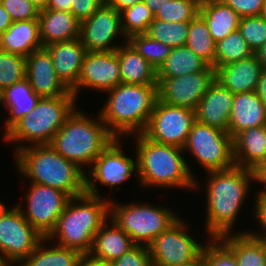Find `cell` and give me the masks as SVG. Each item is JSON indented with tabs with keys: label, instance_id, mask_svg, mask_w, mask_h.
<instances>
[{
	"label": "cell",
	"instance_id": "obj_1",
	"mask_svg": "<svg viewBox=\"0 0 266 266\" xmlns=\"http://www.w3.org/2000/svg\"><path fill=\"white\" fill-rule=\"evenodd\" d=\"M208 175L206 231L210 238L221 237L234 231L235 220L248 196L254 174L253 170L234 166L228 170L210 171Z\"/></svg>",
	"mask_w": 266,
	"mask_h": 266
},
{
	"label": "cell",
	"instance_id": "obj_2",
	"mask_svg": "<svg viewBox=\"0 0 266 266\" xmlns=\"http://www.w3.org/2000/svg\"><path fill=\"white\" fill-rule=\"evenodd\" d=\"M137 175L141 186L149 188H197L196 176L185 160L183 148L148 139L135 134ZM195 177V178H194Z\"/></svg>",
	"mask_w": 266,
	"mask_h": 266
},
{
	"label": "cell",
	"instance_id": "obj_3",
	"mask_svg": "<svg viewBox=\"0 0 266 266\" xmlns=\"http://www.w3.org/2000/svg\"><path fill=\"white\" fill-rule=\"evenodd\" d=\"M16 168L23 177L57 188L70 197L86 193V172L50 145H30L16 151Z\"/></svg>",
	"mask_w": 266,
	"mask_h": 266
},
{
	"label": "cell",
	"instance_id": "obj_4",
	"mask_svg": "<svg viewBox=\"0 0 266 266\" xmlns=\"http://www.w3.org/2000/svg\"><path fill=\"white\" fill-rule=\"evenodd\" d=\"M84 193L71 197L55 228L46 237L59 246L89 254L95 234L110 219V201Z\"/></svg>",
	"mask_w": 266,
	"mask_h": 266
},
{
	"label": "cell",
	"instance_id": "obj_5",
	"mask_svg": "<svg viewBox=\"0 0 266 266\" xmlns=\"http://www.w3.org/2000/svg\"><path fill=\"white\" fill-rule=\"evenodd\" d=\"M107 93L99 115L108 131L119 139L143 133L158 99V85L120 83Z\"/></svg>",
	"mask_w": 266,
	"mask_h": 266
},
{
	"label": "cell",
	"instance_id": "obj_6",
	"mask_svg": "<svg viewBox=\"0 0 266 266\" xmlns=\"http://www.w3.org/2000/svg\"><path fill=\"white\" fill-rule=\"evenodd\" d=\"M82 113L75 108L49 145L85 171L84 166L90 167L115 137L108 131L99 114L93 119Z\"/></svg>",
	"mask_w": 266,
	"mask_h": 266
},
{
	"label": "cell",
	"instance_id": "obj_7",
	"mask_svg": "<svg viewBox=\"0 0 266 266\" xmlns=\"http://www.w3.org/2000/svg\"><path fill=\"white\" fill-rule=\"evenodd\" d=\"M74 94L53 98H40L35 108L16 122L4 135L5 142L17 144L15 152L31 145H49L76 108ZM23 141L26 144L23 145ZM31 143V144H30ZM22 144V145H21Z\"/></svg>",
	"mask_w": 266,
	"mask_h": 266
},
{
	"label": "cell",
	"instance_id": "obj_8",
	"mask_svg": "<svg viewBox=\"0 0 266 266\" xmlns=\"http://www.w3.org/2000/svg\"><path fill=\"white\" fill-rule=\"evenodd\" d=\"M180 217L165 207L146 204H114L110 201V219L126 232L135 245L148 246Z\"/></svg>",
	"mask_w": 266,
	"mask_h": 266
},
{
	"label": "cell",
	"instance_id": "obj_9",
	"mask_svg": "<svg viewBox=\"0 0 266 266\" xmlns=\"http://www.w3.org/2000/svg\"><path fill=\"white\" fill-rule=\"evenodd\" d=\"M187 150L207 172L228 170L235 166L230 134L197 120L183 147L184 152Z\"/></svg>",
	"mask_w": 266,
	"mask_h": 266
},
{
	"label": "cell",
	"instance_id": "obj_10",
	"mask_svg": "<svg viewBox=\"0 0 266 266\" xmlns=\"http://www.w3.org/2000/svg\"><path fill=\"white\" fill-rule=\"evenodd\" d=\"M44 238L24 217L20 208L0 210V263L18 264Z\"/></svg>",
	"mask_w": 266,
	"mask_h": 266
},
{
	"label": "cell",
	"instance_id": "obj_11",
	"mask_svg": "<svg viewBox=\"0 0 266 266\" xmlns=\"http://www.w3.org/2000/svg\"><path fill=\"white\" fill-rule=\"evenodd\" d=\"M179 218L148 245L152 264L156 266H190L202 258L203 247Z\"/></svg>",
	"mask_w": 266,
	"mask_h": 266
},
{
	"label": "cell",
	"instance_id": "obj_12",
	"mask_svg": "<svg viewBox=\"0 0 266 266\" xmlns=\"http://www.w3.org/2000/svg\"><path fill=\"white\" fill-rule=\"evenodd\" d=\"M195 120L194 110L157 99L143 134L152 141L183 148Z\"/></svg>",
	"mask_w": 266,
	"mask_h": 266
},
{
	"label": "cell",
	"instance_id": "obj_13",
	"mask_svg": "<svg viewBox=\"0 0 266 266\" xmlns=\"http://www.w3.org/2000/svg\"><path fill=\"white\" fill-rule=\"evenodd\" d=\"M25 194L23 199H26L27 209L24 210L19 204L17 206L26 220L42 236L47 237L71 197L60 189L38 183H31Z\"/></svg>",
	"mask_w": 266,
	"mask_h": 266
},
{
	"label": "cell",
	"instance_id": "obj_14",
	"mask_svg": "<svg viewBox=\"0 0 266 266\" xmlns=\"http://www.w3.org/2000/svg\"><path fill=\"white\" fill-rule=\"evenodd\" d=\"M119 138H115L110 145L94 160L90 173H86V193L100 196L97 183L110 186L111 189L130 180L137 172V159L125 156ZM135 170V172H134Z\"/></svg>",
	"mask_w": 266,
	"mask_h": 266
},
{
	"label": "cell",
	"instance_id": "obj_15",
	"mask_svg": "<svg viewBox=\"0 0 266 266\" xmlns=\"http://www.w3.org/2000/svg\"><path fill=\"white\" fill-rule=\"evenodd\" d=\"M215 79L216 70L210 66L206 71L157 80L158 99L172 106L195 111Z\"/></svg>",
	"mask_w": 266,
	"mask_h": 266
},
{
	"label": "cell",
	"instance_id": "obj_16",
	"mask_svg": "<svg viewBox=\"0 0 266 266\" xmlns=\"http://www.w3.org/2000/svg\"><path fill=\"white\" fill-rule=\"evenodd\" d=\"M119 33L127 42L120 12L105 1L89 18L80 22L79 40L87 51H115L119 46L111 43Z\"/></svg>",
	"mask_w": 266,
	"mask_h": 266
},
{
	"label": "cell",
	"instance_id": "obj_17",
	"mask_svg": "<svg viewBox=\"0 0 266 266\" xmlns=\"http://www.w3.org/2000/svg\"><path fill=\"white\" fill-rule=\"evenodd\" d=\"M121 83L120 65L115 51H87L76 88L72 91L77 99L79 90L107 92Z\"/></svg>",
	"mask_w": 266,
	"mask_h": 266
},
{
	"label": "cell",
	"instance_id": "obj_18",
	"mask_svg": "<svg viewBox=\"0 0 266 266\" xmlns=\"http://www.w3.org/2000/svg\"><path fill=\"white\" fill-rule=\"evenodd\" d=\"M26 78L41 98L73 94L55 72L50 53L45 47L34 50L26 57Z\"/></svg>",
	"mask_w": 266,
	"mask_h": 266
},
{
	"label": "cell",
	"instance_id": "obj_19",
	"mask_svg": "<svg viewBox=\"0 0 266 266\" xmlns=\"http://www.w3.org/2000/svg\"><path fill=\"white\" fill-rule=\"evenodd\" d=\"M51 55L55 72L62 83L72 92L81 74L87 53L79 38L45 46Z\"/></svg>",
	"mask_w": 266,
	"mask_h": 266
},
{
	"label": "cell",
	"instance_id": "obj_20",
	"mask_svg": "<svg viewBox=\"0 0 266 266\" xmlns=\"http://www.w3.org/2000/svg\"><path fill=\"white\" fill-rule=\"evenodd\" d=\"M234 96L215 79L195 110L196 120L228 132Z\"/></svg>",
	"mask_w": 266,
	"mask_h": 266
},
{
	"label": "cell",
	"instance_id": "obj_21",
	"mask_svg": "<svg viewBox=\"0 0 266 266\" xmlns=\"http://www.w3.org/2000/svg\"><path fill=\"white\" fill-rule=\"evenodd\" d=\"M260 62L255 55L219 67L216 80L232 94L256 91L260 73Z\"/></svg>",
	"mask_w": 266,
	"mask_h": 266
},
{
	"label": "cell",
	"instance_id": "obj_22",
	"mask_svg": "<svg viewBox=\"0 0 266 266\" xmlns=\"http://www.w3.org/2000/svg\"><path fill=\"white\" fill-rule=\"evenodd\" d=\"M38 21L43 47L79 38L80 21L71 12L42 9Z\"/></svg>",
	"mask_w": 266,
	"mask_h": 266
},
{
	"label": "cell",
	"instance_id": "obj_23",
	"mask_svg": "<svg viewBox=\"0 0 266 266\" xmlns=\"http://www.w3.org/2000/svg\"><path fill=\"white\" fill-rule=\"evenodd\" d=\"M266 125V107L255 91L235 94L228 133L233 138L239 132Z\"/></svg>",
	"mask_w": 266,
	"mask_h": 266
},
{
	"label": "cell",
	"instance_id": "obj_24",
	"mask_svg": "<svg viewBox=\"0 0 266 266\" xmlns=\"http://www.w3.org/2000/svg\"><path fill=\"white\" fill-rule=\"evenodd\" d=\"M232 143L235 166L255 169L266 160V125L239 132Z\"/></svg>",
	"mask_w": 266,
	"mask_h": 266
},
{
	"label": "cell",
	"instance_id": "obj_25",
	"mask_svg": "<svg viewBox=\"0 0 266 266\" xmlns=\"http://www.w3.org/2000/svg\"><path fill=\"white\" fill-rule=\"evenodd\" d=\"M42 47L38 19L13 21L6 31L0 34V50L25 58Z\"/></svg>",
	"mask_w": 266,
	"mask_h": 266
},
{
	"label": "cell",
	"instance_id": "obj_26",
	"mask_svg": "<svg viewBox=\"0 0 266 266\" xmlns=\"http://www.w3.org/2000/svg\"><path fill=\"white\" fill-rule=\"evenodd\" d=\"M108 221L95 234L89 255L95 259L111 263L135 244L130 236L112 220H110L111 224Z\"/></svg>",
	"mask_w": 266,
	"mask_h": 266
},
{
	"label": "cell",
	"instance_id": "obj_27",
	"mask_svg": "<svg viewBox=\"0 0 266 266\" xmlns=\"http://www.w3.org/2000/svg\"><path fill=\"white\" fill-rule=\"evenodd\" d=\"M125 45H120L116 49L120 65L121 83L157 85V70L128 42Z\"/></svg>",
	"mask_w": 266,
	"mask_h": 266
},
{
	"label": "cell",
	"instance_id": "obj_28",
	"mask_svg": "<svg viewBox=\"0 0 266 266\" xmlns=\"http://www.w3.org/2000/svg\"><path fill=\"white\" fill-rule=\"evenodd\" d=\"M40 98L41 97L34 92L27 78L16 82L0 92V103L5 105L4 107L7 110L9 109L8 111L10 113V116L7 117L4 122V133L23 116L30 113L35 108Z\"/></svg>",
	"mask_w": 266,
	"mask_h": 266
},
{
	"label": "cell",
	"instance_id": "obj_29",
	"mask_svg": "<svg viewBox=\"0 0 266 266\" xmlns=\"http://www.w3.org/2000/svg\"><path fill=\"white\" fill-rule=\"evenodd\" d=\"M199 14L208 25L213 40L217 43L238 29L240 16L222 0L202 3Z\"/></svg>",
	"mask_w": 266,
	"mask_h": 266
},
{
	"label": "cell",
	"instance_id": "obj_30",
	"mask_svg": "<svg viewBox=\"0 0 266 266\" xmlns=\"http://www.w3.org/2000/svg\"><path fill=\"white\" fill-rule=\"evenodd\" d=\"M219 238L235 253L237 266H266V249L261 238L247 231Z\"/></svg>",
	"mask_w": 266,
	"mask_h": 266
},
{
	"label": "cell",
	"instance_id": "obj_31",
	"mask_svg": "<svg viewBox=\"0 0 266 266\" xmlns=\"http://www.w3.org/2000/svg\"><path fill=\"white\" fill-rule=\"evenodd\" d=\"M210 65L187 46L171 49L164 63L157 70V80L174 78L206 71Z\"/></svg>",
	"mask_w": 266,
	"mask_h": 266
},
{
	"label": "cell",
	"instance_id": "obj_32",
	"mask_svg": "<svg viewBox=\"0 0 266 266\" xmlns=\"http://www.w3.org/2000/svg\"><path fill=\"white\" fill-rule=\"evenodd\" d=\"M50 242L44 237L36 249L24 258L18 266H77L82 254L76 250L55 245L49 247L45 243Z\"/></svg>",
	"mask_w": 266,
	"mask_h": 266
},
{
	"label": "cell",
	"instance_id": "obj_33",
	"mask_svg": "<svg viewBox=\"0 0 266 266\" xmlns=\"http://www.w3.org/2000/svg\"><path fill=\"white\" fill-rule=\"evenodd\" d=\"M186 46L214 68L216 42L209 32L206 21L199 13L189 22Z\"/></svg>",
	"mask_w": 266,
	"mask_h": 266
},
{
	"label": "cell",
	"instance_id": "obj_34",
	"mask_svg": "<svg viewBox=\"0 0 266 266\" xmlns=\"http://www.w3.org/2000/svg\"><path fill=\"white\" fill-rule=\"evenodd\" d=\"M251 55H253V51L237 29L216 43L214 69L217 70L219 67L248 58Z\"/></svg>",
	"mask_w": 266,
	"mask_h": 266
},
{
	"label": "cell",
	"instance_id": "obj_35",
	"mask_svg": "<svg viewBox=\"0 0 266 266\" xmlns=\"http://www.w3.org/2000/svg\"><path fill=\"white\" fill-rule=\"evenodd\" d=\"M189 22H165L154 19L148 28L147 35L171 48L186 46Z\"/></svg>",
	"mask_w": 266,
	"mask_h": 266
},
{
	"label": "cell",
	"instance_id": "obj_36",
	"mask_svg": "<svg viewBox=\"0 0 266 266\" xmlns=\"http://www.w3.org/2000/svg\"><path fill=\"white\" fill-rule=\"evenodd\" d=\"M121 26L125 37L128 39L135 34L147 33L154 14L144 1L135 3L120 11Z\"/></svg>",
	"mask_w": 266,
	"mask_h": 266
},
{
	"label": "cell",
	"instance_id": "obj_37",
	"mask_svg": "<svg viewBox=\"0 0 266 266\" xmlns=\"http://www.w3.org/2000/svg\"><path fill=\"white\" fill-rule=\"evenodd\" d=\"M127 42L156 70L164 63L172 49L170 46L152 39L146 33L132 35Z\"/></svg>",
	"mask_w": 266,
	"mask_h": 266
},
{
	"label": "cell",
	"instance_id": "obj_38",
	"mask_svg": "<svg viewBox=\"0 0 266 266\" xmlns=\"http://www.w3.org/2000/svg\"><path fill=\"white\" fill-rule=\"evenodd\" d=\"M26 58L0 50V92L26 78Z\"/></svg>",
	"mask_w": 266,
	"mask_h": 266
},
{
	"label": "cell",
	"instance_id": "obj_39",
	"mask_svg": "<svg viewBox=\"0 0 266 266\" xmlns=\"http://www.w3.org/2000/svg\"><path fill=\"white\" fill-rule=\"evenodd\" d=\"M196 0H170L156 12L154 19L165 22H190L199 13Z\"/></svg>",
	"mask_w": 266,
	"mask_h": 266
},
{
	"label": "cell",
	"instance_id": "obj_40",
	"mask_svg": "<svg viewBox=\"0 0 266 266\" xmlns=\"http://www.w3.org/2000/svg\"><path fill=\"white\" fill-rule=\"evenodd\" d=\"M209 240L202 250L205 266H237L235 253L219 237Z\"/></svg>",
	"mask_w": 266,
	"mask_h": 266
},
{
	"label": "cell",
	"instance_id": "obj_41",
	"mask_svg": "<svg viewBox=\"0 0 266 266\" xmlns=\"http://www.w3.org/2000/svg\"><path fill=\"white\" fill-rule=\"evenodd\" d=\"M238 30L253 52L266 42V20L261 15L241 17Z\"/></svg>",
	"mask_w": 266,
	"mask_h": 266
},
{
	"label": "cell",
	"instance_id": "obj_42",
	"mask_svg": "<svg viewBox=\"0 0 266 266\" xmlns=\"http://www.w3.org/2000/svg\"><path fill=\"white\" fill-rule=\"evenodd\" d=\"M13 21L38 19L39 9L30 0H0Z\"/></svg>",
	"mask_w": 266,
	"mask_h": 266
},
{
	"label": "cell",
	"instance_id": "obj_43",
	"mask_svg": "<svg viewBox=\"0 0 266 266\" xmlns=\"http://www.w3.org/2000/svg\"><path fill=\"white\" fill-rule=\"evenodd\" d=\"M111 266H152L148 246L134 245L121 257L112 261Z\"/></svg>",
	"mask_w": 266,
	"mask_h": 266
},
{
	"label": "cell",
	"instance_id": "obj_44",
	"mask_svg": "<svg viewBox=\"0 0 266 266\" xmlns=\"http://www.w3.org/2000/svg\"><path fill=\"white\" fill-rule=\"evenodd\" d=\"M240 17L259 16L266 0H222Z\"/></svg>",
	"mask_w": 266,
	"mask_h": 266
},
{
	"label": "cell",
	"instance_id": "obj_45",
	"mask_svg": "<svg viewBox=\"0 0 266 266\" xmlns=\"http://www.w3.org/2000/svg\"><path fill=\"white\" fill-rule=\"evenodd\" d=\"M106 0H73L71 13L80 21L89 18Z\"/></svg>",
	"mask_w": 266,
	"mask_h": 266
},
{
	"label": "cell",
	"instance_id": "obj_46",
	"mask_svg": "<svg viewBox=\"0 0 266 266\" xmlns=\"http://www.w3.org/2000/svg\"><path fill=\"white\" fill-rule=\"evenodd\" d=\"M255 197L256 201H254L255 209L253 211V214L258 219V222L260 223L259 225L263 228L262 230L264 232H262L263 234H261V232L257 234L256 232H251V231L247 232H249L251 235L255 237L262 238L266 236V194L256 193Z\"/></svg>",
	"mask_w": 266,
	"mask_h": 266
},
{
	"label": "cell",
	"instance_id": "obj_47",
	"mask_svg": "<svg viewBox=\"0 0 266 266\" xmlns=\"http://www.w3.org/2000/svg\"><path fill=\"white\" fill-rule=\"evenodd\" d=\"M254 181L263 183L265 189L259 190L257 193L266 194V160L260 163L255 169H253Z\"/></svg>",
	"mask_w": 266,
	"mask_h": 266
},
{
	"label": "cell",
	"instance_id": "obj_48",
	"mask_svg": "<svg viewBox=\"0 0 266 266\" xmlns=\"http://www.w3.org/2000/svg\"><path fill=\"white\" fill-rule=\"evenodd\" d=\"M255 92L266 107V68L261 70Z\"/></svg>",
	"mask_w": 266,
	"mask_h": 266
},
{
	"label": "cell",
	"instance_id": "obj_49",
	"mask_svg": "<svg viewBox=\"0 0 266 266\" xmlns=\"http://www.w3.org/2000/svg\"><path fill=\"white\" fill-rule=\"evenodd\" d=\"M73 0H50L46 9L71 12Z\"/></svg>",
	"mask_w": 266,
	"mask_h": 266
},
{
	"label": "cell",
	"instance_id": "obj_50",
	"mask_svg": "<svg viewBox=\"0 0 266 266\" xmlns=\"http://www.w3.org/2000/svg\"><path fill=\"white\" fill-rule=\"evenodd\" d=\"M77 266H111L102 260H98L90 256L89 254L82 255Z\"/></svg>",
	"mask_w": 266,
	"mask_h": 266
},
{
	"label": "cell",
	"instance_id": "obj_51",
	"mask_svg": "<svg viewBox=\"0 0 266 266\" xmlns=\"http://www.w3.org/2000/svg\"><path fill=\"white\" fill-rule=\"evenodd\" d=\"M12 23V18L0 3V34L4 33Z\"/></svg>",
	"mask_w": 266,
	"mask_h": 266
},
{
	"label": "cell",
	"instance_id": "obj_52",
	"mask_svg": "<svg viewBox=\"0 0 266 266\" xmlns=\"http://www.w3.org/2000/svg\"><path fill=\"white\" fill-rule=\"evenodd\" d=\"M143 0H106V2L116 8L119 12L127 7L133 6Z\"/></svg>",
	"mask_w": 266,
	"mask_h": 266
},
{
	"label": "cell",
	"instance_id": "obj_53",
	"mask_svg": "<svg viewBox=\"0 0 266 266\" xmlns=\"http://www.w3.org/2000/svg\"><path fill=\"white\" fill-rule=\"evenodd\" d=\"M149 7L150 11L155 15L157 11L162 9L170 0H143Z\"/></svg>",
	"mask_w": 266,
	"mask_h": 266
},
{
	"label": "cell",
	"instance_id": "obj_54",
	"mask_svg": "<svg viewBox=\"0 0 266 266\" xmlns=\"http://www.w3.org/2000/svg\"><path fill=\"white\" fill-rule=\"evenodd\" d=\"M257 60L260 62L262 68H266V42L255 52H253Z\"/></svg>",
	"mask_w": 266,
	"mask_h": 266
},
{
	"label": "cell",
	"instance_id": "obj_55",
	"mask_svg": "<svg viewBox=\"0 0 266 266\" xmlns=\"http://www.w3.org/2000/svg\"><path fill=\"white\" fill-rule=\"evenodd\" d=\"M39 10L46 9L50 0H30Z\"/></svg>",
	"mask_w": 266,
	"mask_h": 266
},
{
	"label": "cell",
	"instance_id": "obj_56",
	"mask_svg": "<svg viewBox=\"0 0 266 266\" xmlns=\"http://www.w3.org/2000/svg\"><path fill=\"white\" fill-rule=\"evenodd\" d=\"M260 15L266 20V2L262 8V12Z\"/></svg>",
	"mask_w": 266,
	"mask_h": 266
},
{
	"label": "cell",
	"instance_id": "obj_57",
	"mask_svg": "<svg viewBox=\"0 0 266 266\" xmlns=\"http://www.w3.org/2000/svg\"><path fill=\"white\" fill-rule=\"evenodd\" d=\"M190 266H205V265H204V262H203V260L201 258L199 261H197L196 263H194V264H192Z\"/></svg>",
	"mask_w": 266,
	"mask_h": 266
},
{
	"label": "cell",
	"instance_id": "obj_58",
	"mask_svg": "<svg viewBox=\"0 0 266 266\" xmlns=\"http://www.w3.org/2000/svg\"><path fill=\"white\" fill-rule=\"evenodd\" d=\"M200 5L202 3L210 2V1H217V0H196Z\"/></svg>",
	"mask_w": 266,
	"mask_h": 266
},
{
	"label": "cell",
	"instance_id": "obj_59",
	"mask_svg": "<svg viewBox=\"0 0 266 266\" xmlns=\"http://www.w3.org/2000/svg\"><path fill=\"white\" fill-rule=\"evenodd\" d=\"M261 240H262V242H263V244H264V247H265V249H266V236H265V237H262Z\"/></svg>",
	"mask_w": 266,
	"mask_h": 266
},
{
	"label": "cell",
	"instance_id": "obj_60",
	"mask_svg": "<svg viewBox=\"0 0 266 266\" xmlns=\"http://www.w3.org/2000/svg\"><path fill=\"white\" fill-rule=\"evenodd\" d=\"M0 266H13L12 264H8V263H0Z\"/></svg>",
	"mask_w": 266,
	"mask_h": 266
},
{
	"label": "cell",
	"instance_id": "obj_61",
	"mask_svg": "<svg viewBox=\"0 0 266 266\" xmlns=\"http://www.w3.org/2000/svg\"><path fill=\"white\" fill-rule=\"evenodd\" d=\"M5 205L0 202V210L4 207Z\"/></svg>",
	"mask_w": 266,
	"mask_h": 266
}]
</instances>
